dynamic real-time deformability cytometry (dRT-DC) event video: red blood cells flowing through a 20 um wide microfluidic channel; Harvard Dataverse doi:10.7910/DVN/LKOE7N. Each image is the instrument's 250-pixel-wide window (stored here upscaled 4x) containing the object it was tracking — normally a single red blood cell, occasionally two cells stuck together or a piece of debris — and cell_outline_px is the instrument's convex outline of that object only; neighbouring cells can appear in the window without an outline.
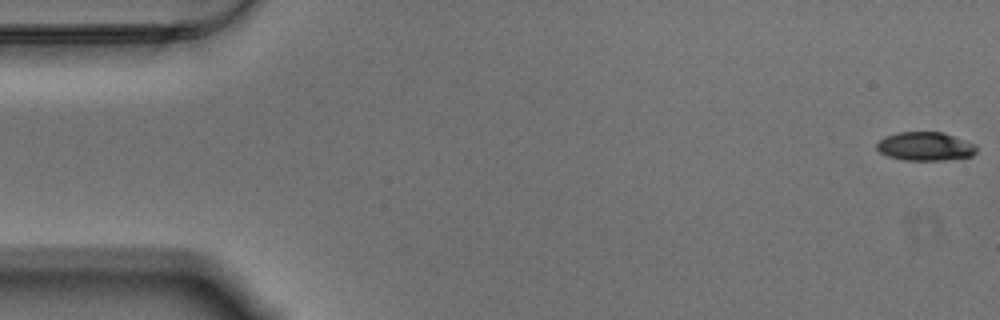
{"species": "Egyptian fruit bat (a non-hibernating species)", "species_latin": "Rousettus aegyptiacus", "temperature_condition": "warm", "stored_images_in_passage": 51, "camera_frame_rate_fps": 3000, "um_per_image_px": 0.085, "animal": {"sex": "male"}, "frame": {"image": 1, "passage_image": 1, "time_ms": 0.0, "image_size_px": [1000, 320], "cell_outline_px": [[976, 152], [972, 156], [944, 160], [904, 160], [888, 156], [880, 152], [876, 148], [876, 144], [884, 136], [900, 132], [944, 132], [976, 144]], "centroid_in_image_um": [78.65, 12.44], "position_along_channel_um": 6.3, "area_um2": 16.7}}
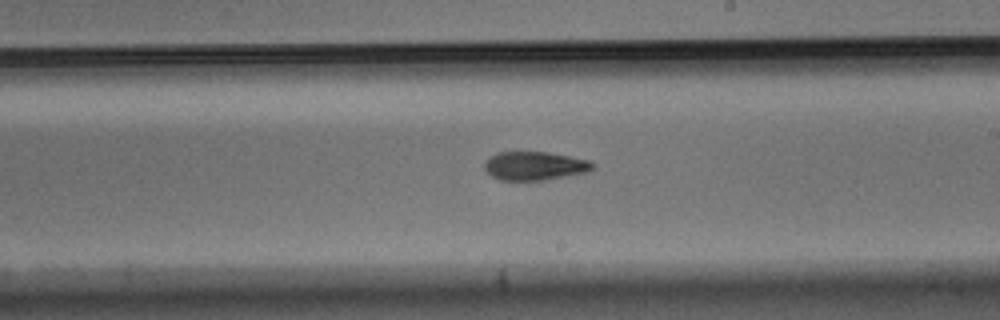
{"frame": {"image": 2, "passage_image": 33, "time_ms": 10.667, "image_size_px": [1000, 320], "cell_outline_px": [[596, 168], [588, 172], [544, 180], [500, 180], [492, 176], [484, 168], [484, 164], [496, 152], [548, 152], [592, 160], [596, 164]], "centroid_in_image_um": [45.53, 14.09], "position_along_channel_um": 243.5, "area_um2": 18.15}}
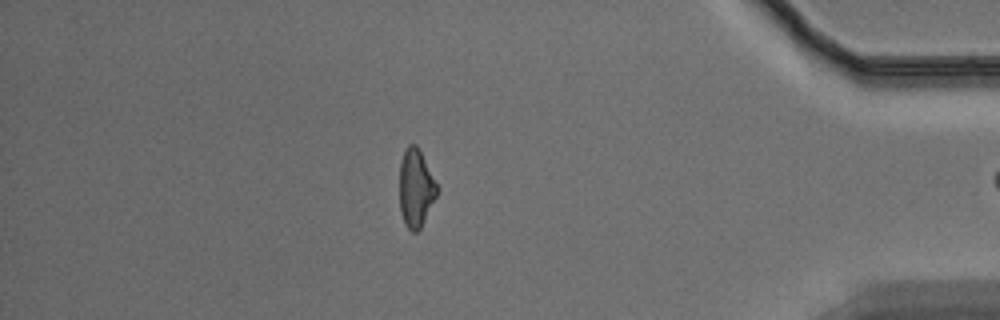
{"frame": {"image": 3, "passage_image": 50, "time_ms": 16.333, "image_size_px": [1000, 320], "cell_outline_px": [[440, 188], [420, 228], [416, 232], [412, 232], [408, 228], [400, 212], [400, 164], [404, 152], [408, 144], [416, 144], [420, 148]], "centroid_in_image_um": [35.37, 15.94], "position_along_channel_um": 399.8, "area_um2": 17.11}}